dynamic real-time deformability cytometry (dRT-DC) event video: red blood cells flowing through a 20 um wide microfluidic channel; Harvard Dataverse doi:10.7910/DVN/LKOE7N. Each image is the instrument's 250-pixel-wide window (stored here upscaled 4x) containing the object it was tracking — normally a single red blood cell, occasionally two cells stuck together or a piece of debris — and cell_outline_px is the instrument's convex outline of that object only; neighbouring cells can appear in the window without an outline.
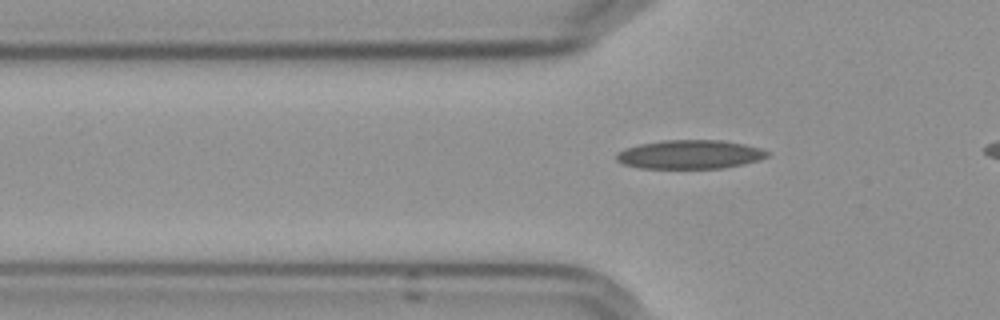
{"species": "Egyptian fruit bat (a non-hibernating species)", "species_latin": "Rousettus aegyptiacus", "temperature_condition": "cold", "stored_images_in_passage": 34, "camera_frame_rate_fps": 3000, "um_per_image_px": 0.085, "frame": {"image": 1, "passage_image": 3, "time_ms": 0.667, "image_size_px": [1000, 320], "cell_outline_px": [[768, 156], [760, 160], [744, 164], [724, 168], [640, 168], [624, 164], [616, 160], [616, 152], [624, 148], [640, 144], [664, 140], [720, 140], [760, 148], [768, 152]], "centroid_in_image_um": [58.61, 13.13], "position_along_channel_um": 67.2, "area_um2": 25.26}}
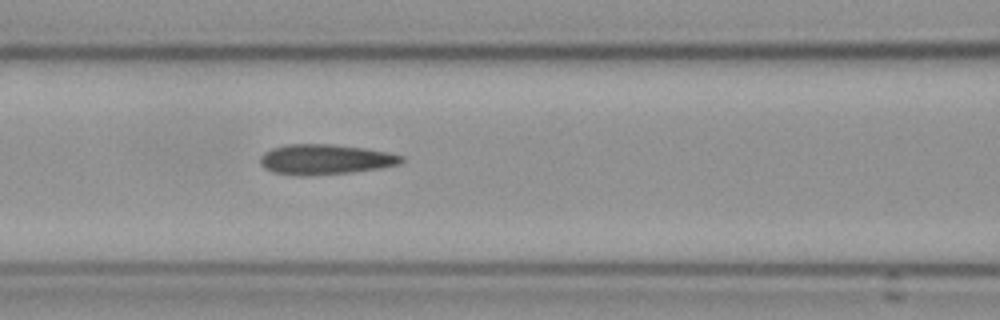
{"frame": {"image": 2, "passage_image": 9, "time_ms": 2.667, "image_size_px": [1000, 320], "cell_outline_px": [[404, 160], [400, 164], [380, 168], [352, 172], [312, 176], [296, 176], [272, 172], [264, 168], [260, 164], [260, 156], [264, 152], [272, 148], [284, 144], [332, 144], [364, 148], [388, 152], [404, 156]], "centroid_in_image_um": [27.62, 13.56], "position_along_channel_um": 139.0, "area_um2": 25.2}}
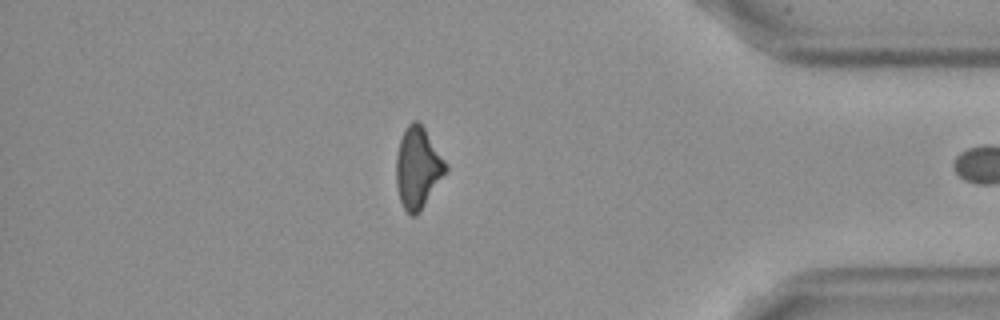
{"frame": {"image": 3, "passage_image": 33, "time_ms": 10.667, "image_size_px": [1000, 320], "cell_outline_px": [[448, 168], [416, 216], [412, 216], [404, 208], [400, 200], [396, 188], [396, 156], [400, 140], [408, 124], [412, 120], [416, 120], [424, 128], [448, 164]], "centroid_in_image_um": [35.5, 14.25], "position_along_channel_um": 399.7, "area_um2": 23.0}}